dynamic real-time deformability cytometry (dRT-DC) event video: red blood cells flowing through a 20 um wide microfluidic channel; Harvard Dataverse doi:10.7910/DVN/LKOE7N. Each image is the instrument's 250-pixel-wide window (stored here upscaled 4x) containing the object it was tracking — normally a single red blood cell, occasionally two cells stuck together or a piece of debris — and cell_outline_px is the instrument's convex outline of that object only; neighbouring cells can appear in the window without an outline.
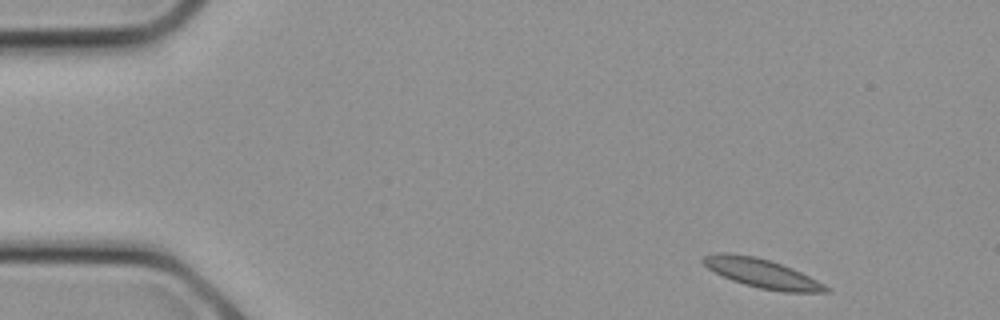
{"species": "common noctule bat (a hibernating species)", "species_latin": "Nyctalus noctula", "temperature_condition": "cold", "stored_images_in_passage": 6, "camera_frame_rate_fps": 3000, "um_per_image_px": 0.085, "animal": {"sex": "female", "body_mass_g": 21.9}, "frame": {"image": 1, "passage_image": 1, "time_ms": 0.0, "image_size_px": [1000, 320], "cell_outline_px": [[832, 292], [784, 292], [760, 288], [744, 284], [732, 280], [708, 268], [700, 260], [704, 256], [716, 252], [728, 252], [756, 256], [792, 268], [832, 288]], "centroid_in_image_um": [64.77, 23.22], "position_along_channel_um": 20.2, "area_um2": 20.63}}
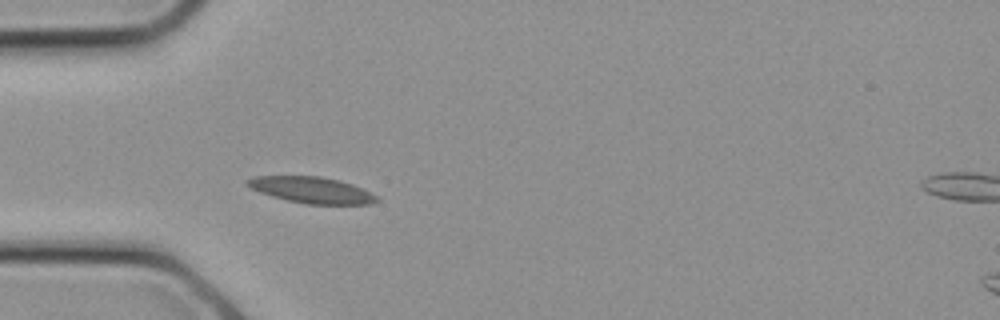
{"frame": {"image": 2, "passage_image": 6, "time_ms": 1.667, "image_size_px": [1000, 320], "cell_outline_px": [[380, 200], [368, 204], [304, 204], [272, 196], [260, 192], [244, 184], [244, 180], [252, 176], [320, 176], [340, 180], [352, 184], [380, 196]], "centroid_in_image_um": [26.49, 16.14], "position_along_channel_um": 58.5, "area_um2": 19.94}}